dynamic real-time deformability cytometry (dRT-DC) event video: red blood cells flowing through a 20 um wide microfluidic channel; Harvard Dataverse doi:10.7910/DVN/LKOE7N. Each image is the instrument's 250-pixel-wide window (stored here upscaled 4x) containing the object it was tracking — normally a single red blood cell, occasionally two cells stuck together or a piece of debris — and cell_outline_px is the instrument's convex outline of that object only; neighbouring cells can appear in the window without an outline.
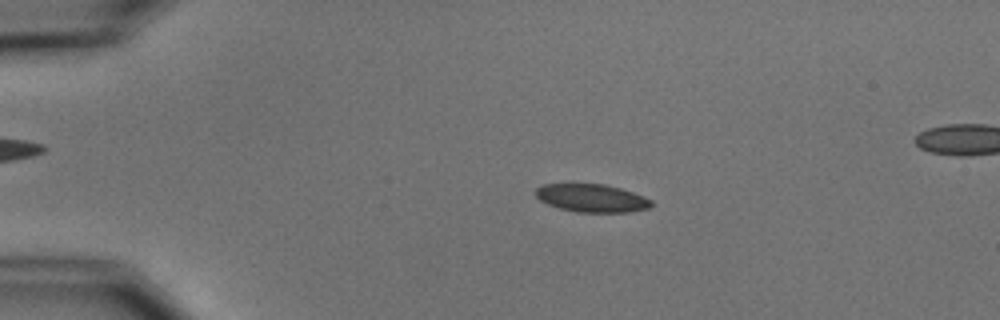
{"species": "common noctule bat (a hibernating species)", "species_latin": "Nyctalus noctula", "temperature_condition": "cold", "stored_images_in_passage": 5, "camera_frame_rate_fps": 3000, "um_per_image_px": 0.085, "animal": {"sex": "male", "body_mass_g": 15.6}, "frame": {"image": 1, "passage_image": 3, "time_ms": 2.333, "image_size_px": [1000, 320], "cell_outline_px": [[652, 208], [632, 212], [576, 212], [560, 208], [548, 204], [540, 200], [536, 196], [536, 188], [544, 184], [604, 184], [620, 188], [644, 196], [652, 200]], "centroid_in_image_um": [50.34, 16.84], "position_along_channel_um": 34.7, "area_um2": 18.9}}
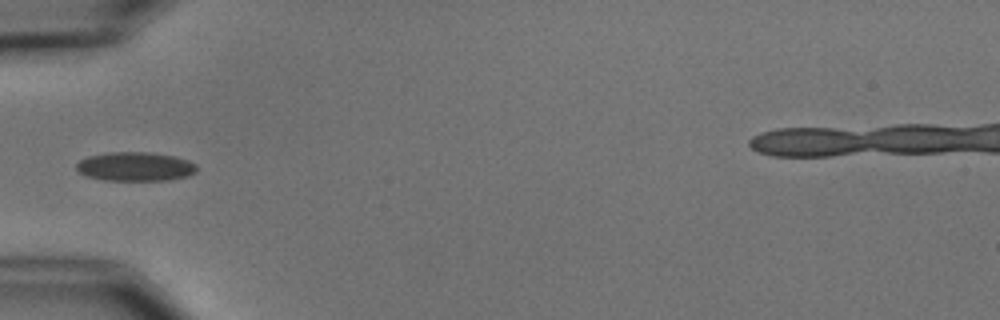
{"frame": {"image": 2, "passage_image": 5, "time_ms": 4.667, "image_size_px": [1000, 320], "cell_outline_px": [[196, 172], [188, 176], [168, 180], [104, 180], [88, 176], [80, 172], [76, 168], [76, 164], [80, 160], [88, 156], [108, 152], [148, 152], [176, 156], [188, 160], [196, 164]], "centroid_in_image_um": [11.52, 14.15], "position_along_channel_um": 73.5, "area_um2": 20.35}}